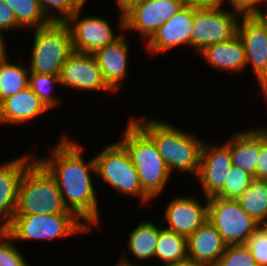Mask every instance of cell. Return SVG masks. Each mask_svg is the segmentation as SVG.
Instances as JSON below:
<instances>
[{
    "label": "cell",
    "mask_w": 267,
    "mask_h": 266,
    "mask_svg": "<svg viewBox=\"0 0 267 266\" xmlns=\"http://www.w3.org/2000/svg\"><path fill=\"white\" fill-rule=\"evenodd\" d=\"M126 35L127 33L123 32L113 43L93 53L104 80L115 93L121 90L122 83L126 82L129 73L131 47Z\"/></svg>",
    "instance_id": "ac0fdd59"
},
{
    "label": "cell",
    "mask_w": 267,
    "mask_h": 266,
    "mask_svg": "<svg viewBox=\"0 0 267 266\" xmlns=\"http://www.w3.org/2000/svg\"><path fill=\"white\" fill-rule=\"evenodd\" d=\"M35 156L36 152L31 151L0 162V229H5L13 219L22 175Z\"/></svg>",
    "instance_id": "e0dca14e"
},
{
    "label": "cell",
    "mask_w": 267,
    "mask_h": 266,
    "mask_svg": "<svg viewBox=\"0 0 267 266\" xmlns=\"http://www.w3.org/2000/svg\"><path fill=\"white\" fill-rule=\"evenodd\" d=\"M80 7L65 23L68 25L74 52L93 54L96 50L113 43L124 32V14L118 10V30L112 28L103 16H83ZM83 16V17H82Z\"/></svg>",
    "instance_id": "ba28073f"
},
{
    "label": "cell",
    "mask_w": 267,
    "mask_h": 266,
    "mask_svg": "<svg viewBox=\"0 0 267 266\" xmlns=\"http://www.w3.org/2000/svg\"><path fill=\"white\" fill-rule=\"evenodd\" d=\"M18 30H20V27L12 9L7 6L4 0H0V34L6 38L5 34L8 31L13 33V31Z\"/></svg>",
    "instance_id": "e575fe53"
},
{
    "label": "cell",
    "mask_w": 267,
    "mask_h": 266,
    "mask_svg": "<svg viewBox=\"0 0 267 266\" xmlns=\"http://www.w3.org/2000/svg\"><path fill=\"white\" fill-rule=\"evenodd\" d=\"M226 247L227 244L209 220L187 237L188 258L205 266H214Z\"/></svg>",
    "instance_id": "ffe728a7"
},
{
    "label": "cell",
    "mask_w": 267,
    "mask_h": 266,
    "mask_svg": "<svg viewBox=\"0 0 267 266\" xmlns=\"http://www.w3.org/2000/svg\"><path fill=\"white\" fill-rule=\"evenodd\" d=\"M230 137L221 145L204 140L198 174L195 181L201 186L205 197L214 196L224 185L231 171Z\"/></svg>",
    "instance_id": "4fadbf2b"
},
{
    "label": "cell",
    "mask_w": 267,
    "mask_h": 266,
    "mask_svg": "<svg viewBox=\"0 0 267 266\" xmlns=\"http://www.w3.org/2000/svg\"><path fill=\"white\" fill-rule=\"evenodd\" d=\"M48 111L49 109L28 86L0 103V126L26 125L25 123H30Z\"/></svg>",
    "instance_id": "d6986e66"
},
{
    "label": "cell",
    "mask_w": 267,
    "mask_h": 266,
    "mask_svg": "<svg viewBox=\"0 0 267 266\" xmlns=\"http://www.w3.org/2000/svg\"><path fill=\"white\" fill-rule=\"evenodd\" d=\"M198 54L217 71L240 75L246 68V53L238 34L225 42L209 45Z\"/></svg>",
    "instance_id": "44dd1931"
},
{
    "label": "cell",
    "mask_w": 267,
    "mask_h": 266,
    "mask_svg": "<svg viewBox=\"0 0 267 266\" xmlns=\"http://www.w3.org/2000/svg\"><path fill=\"white\" fill-rule=\"evenodd\" d=\"M96 176L119 195L137 197L141 206L154 203L142 190L137 170L125 147L117 140L93 156Z\"/></svg>",
    "instance_id": "5b68a950"
},
{
    "label": "cell",
    "mask_w": 267,
    "mask_h": 266,
    "mask_svg": "<svg viewBox=\"0 0 267 266\" xmlns=\"http://www.w3.org/2000/svg\"><path fill=\"white\" fill-rule=\"evenodd\" d=\"M113 266H140V265H138V264L127 263V262H125V261H122V260L119 258V260H118Z\"/></svg>",
    "instance_id": "60d3db41"
},
{
    "label": "cell",
    "mask_w": 267,
    "mask_h": 266,
    "mask_svg": "<svg viewBox=\"0 0 267 266\" xmlns=\"http://www.w3.org/2000/svg\"><path fill=\"white\" fill-rule=\"evenodd\" d=\"M73 213L63 203L54 177L35 159L24 171L13 218L17 215Z\"/></svg>",
    "instance_id": "277c9868"
},
{
    "label": "cell",
    "mask_w": 267,
    "mask_h": 266,
    "mask_svg": "<svg viewBox=\"0 0 267 266\" xmlns=\"http://www.w3.org/2000/svg\"><path fill=\"white\" fill-rule=\"evenodd\" d=\"M61 87L81 92H115L107 85L93 54L73 52L59 74Z\"/></svg>",
    "instance_id": "5bb4252c"
},
{
    "label": "cell",
    "mask_w": 267,
    "mask_h": 266,
    "mask_svg": "<svg viewBox=\"0 0 267 266\" xmlns=\"http://www.w3.org/2000/svg\"><path fill=\"white\" fill-rule=\"evenodd\" d=\"M156 258V259H155ZM188 258L187 237L159 225V238L154 251V261L167 266Z\"/></svg>",
    "instance_id": "d4e9b609"
},
{
    "label": "cell",
    "mask_w": 267,
    "mask_h": 266,
    "mask_svg": "<svg viewBox=\"0 0 267 266\" xmlns=\"http://www.w3.org/2000/svg\"><path fill=\"white\" fill-rule=\"evenodd\" d=\"M252 127L233 132L230 137V154L233 166L255 176L261 146V127Z\"/></svg>",
    "instance_id": "7402d4cb"
},
{
    "label": "cell",
    "mask_w": 267,
    "mask_h": 266,
    "mask_svg": "<svg viewBox=\"0 0 267 266\" xmlns=\"http://www.w3.org/2000/svg\"><path fill=\"white\" fill-rule=\"evenodd\" d=\"M236 200L251 218L260 223L267 215V180L254 179Z\"/></svg>",
    "instance_id": "484cf974"
},
{
    "label": "cell",
    "mask_w": 267,
    "mask_h": 266,
    "mask_svg": "<svg viewBox=\"0 0 267 266\" xmlns=\"http://www.w3.org/2000/svg\"><path fill=\"white\" fill-rule=\"evenodd\" d=\"M5 230L16 242L55 241L92 230L74 213L17 215Z\"/></svg>",
    "instance_id": "8992f818"
},
{
    "label": "cell",
    "mask_w": 267,
    "mask_h": 266,
    "mask_svg": "<svg viewBox=\"0 0 267 266\" xmlns=\"http://www.w3.org/2000/svg\"><path fill=\"white\" fill-rule=\"evenodd\" d=\"M241 15L225 7H194L191 47L198 55L205 47L225 42L237 35ZM239 18V19H238Z\"/></svg>",
    "instance_id": "9c48e42d"
},
{
    "label": "cell",
    "mask_w": 267,
    "mask_h": 266,
    "mask_svg": "<svg viewBox=\"0 0 267 266\" xmlns=\"http://www.w3.org/2000/svg\"><path fill=\"white\" fill-rule=\"evenodd\" d=\"M116 6L120 12H125L132 4L136 3L139 0H115Z\"/></svg>",
    "instance_id": "74e56055"
},
{
    "label": "cell",
    "mask_w": 267,
    "mask_h": 266,
    "mask_svg": "<svg viewBox=\"0 0 267 266\" xmlns=\"http://www.w3.org/2000/svg\"><path fill=\"white\" fill-rule=\"evenodd\" d=\"M259 227L267 233V215L263 218V220L259 223Z\"/></svg>",
    "instance_id": "b9f144b4"
},
{
    "label": "cell",
    "mask_w": 267,
    "mask_h": 266,
    "mask_svg": "<svg viewBox=\"0 0 267 266\" xmlns=\"http://www.w3.org/2000/svg\"><path fill=\"white\" fill-rule=\"evenodd\" d=\"M225 4L228 3L231 6V10H234L241 16H256L261 14H267V0H225ZM261 5V6H259ZM266 6L265 10L263 6ZM262 7V9H261Z\"/></svg>",
    "instance_id": "836d02e7"
},
{
    "label": "cell",
    "mask_w": 267,
    "mask_h": 266,
    "mask_svg": "<svg viewBox=\"0 0 267 266\" xmlns=\"http://www.w3.org/2000/svg\"><path fill=\"white\" fill-rule=\"evenodd\" d=\"M57 85L61 86L59 75L29 73V87L49 110L57 108L62 102L58 95L53 92L54 86Z\"/></svg>",
    "instance_id": "83f0119b"
},
{
    "label": "cell",
    "mask_w": 267,
    "mask_h": 266,
    "mask_svg": "<svg viewBox=\"0 0 267 266\" xmlns=\"http://www.w3.org/2000/svg\"><path fill=\"white\" fill-rule=\"evenodd\" d=\"M258 266H267V233L258 227L245 244Z\"/></svg>",
    "instance_id": "d6a6232c"
},
{
    "label": "cell",
    "mask_w": 267,
    "mask_h": 266,
    "mask_svg": "<svg viewBox=\"0 0 267 266\" xmlns=\"http://www.w3.org/2000/svg\"><path fill=\"white\" fill-rule=\"evenodd\" d=\"M13 237L0 229V266H30Z\"/></svg>",
    "instance_id": "4dcf8cb0"
},
{
    "label": "cell",
    "mask_w": 267,
    "mask_h": 266,
    "mask_svg": "<svg viewBox=\"0 0 267 266\" xmlns=\"http://www.w3.org/2000/svg\"><path fill=\"white\" fill-rule=\"evenodd\" d=\"M214 266H258L245 244L227 245Z\"/></svg>",
    "instance_id": "1f68e13d"
},
{
    "label": "cell",
    "mask_w": 267,
    "mask_h": 266,
    "mask_svg": "<svg viewBox=\"0 0 267 266\" xmlns=\"http://www.w3.org/2000/svg\"><path fill=\"white\" fill-rule=\"evenodd\" d=\"M6 39L0 34V56H4L8 52Z\"/></svg>",
    "instance_id": "ab89813d"
},
{
    "label": "cell",
    "mask_w": 267,
    "mask_h": 266,
    "mask_svg": "<svg viewBox=\"0 0 267 266\" xmlns=\"http://www.w3.org/2000/svg\"><path fill=\"white\" fill-rule=\"evenodd\" d=\"M23 30L41 28L50 23L37 0H4Z\"/></svg>",
    "instance_id": "4316f807"
},
{
    "label": "cell",
    "mask_w": 267,
    "mask_h": 266,
    "mask_svg": "<svg viewBox=\"0 0 267 266\" xmlns=\"http://www.w3.org/2000/svg\"><path fill=\"white\" fill-rule=\"evenodd\" d=\"M127 250H123L120 259L127 263L137 264L147 260H154V251L159 238V224L156 221L146 220L138 223L136 228L128 233ZM128 253V254H127ZM130 254L133 256L129 258ZM128 255V256H127Z\"/></svg>",
    "instance_id": "603a6c76"
},
{
    "label": "cell",
    "mask_w": 267,
    "mask_h": 266,
    "mask_svg": "<svg viewBox=\"0 0 267 266\" xmlns=\"http://www.w3.org/2000/svg\"><path fill=\"white\" fill-rule=\"evenodd\" d=\"M237 34L246 53V69L251 71L267 105V14L241 16Z\"/></svg>",
    "instance_id": "8fae6325"
},
{
    "label": "cell",
    "mask_w": 267,
    "mask_h": 266,
    "mask_svg": "<svg viewBox=\"0 0 267 266\" xmlns=\"http://www.w3.org/2000/svg\"><path fill=\"white\" fill-rule=\"evenodd\" d=\"M9 52L0 57V103L29 86L28 65L12 62Z\"/></svg>",
    "instance_id": "cb8c5ba5"
},
{
    "label": "cell",
    "mask_w": 267,
    "mask_h": 266,
    "mask_svg": "<svg viewBox=\"0 0 267 266\" xmlns=\"http://www.w3.org/2000/svg\"><path fill=\"white\" fill-rule=\"evenodd\" d=\"M193 20L194 7L185 4L145 42L146 53L153 56L179 46L191 47Z\"/></svg>",
    "instance_id": "2e32d148"
},
{
    "label": "cell",
    "mask_w": 267,
    "mask_h": 266,
    "mask_svg": "<svg viewBox=\"0 0 267 266\" xmlns=\"http://www.w3.org/2000/svg\"><path fill=\"white\" fill-rule=\"evenodd\" d=\"M203 197L202 201L198 195H174L164 209L163 218L166 225L163 227L189 237L208 220V197Z\"/></svg>",
    "instance_id": "9a60e30c"
},
{
    "label": "cell",
    "mask_w": 267,
    "mask_h": 266,
    "mask_svg": "<svg viewBox=\"0 0 267 266\" xmlns=\"http://www.w3.org/2000/svg\"><path fill=\"white\" fill-rule=\"evenodd\" d=\"M50 22H66L88 0H37Z\"/></svg>",
    "instance_id": "f1b7e54d"
},
{
    "label": "cell",
    "mask_w": 267,
    "mask_h": 266,
    "mask_svg": "<svg viewBox=\"0 0 267 266\" xmlns=\"http://www.w3.org/2000/svg\"><path fill=\"white\" fill-rule=\"evenodd\" d=\"M29 71L59 75L66 59L74 52L71 34L65 22H50L34 29Z\"/></svg>",
    "instance_id": "52a82bcc"
},
{
    "label": "cell",
    "mask_w": 267,
    "mask_h": 266,
    "mask_svg": "<svg viewBox=\"0 0 267 266\" xmlns=\"http://www.w3.org/2000/svg\"><path fill=\"white\" fill-rule=\"evenodd\" d=\"M57 141L49 148L48 155L35 158L56 180L64 206L91 230H96L102 220L100 199L93 180L96 175L94 158L85 160L83 151L86 147L65 132Z\"/></svg>",
    "instance_id": "6da1fadb"
},
{
    "label": "cell",
    "mask_w": 267,
    "mask_h": 266,
    "mask_svg": "<svg viewBox=\"0 0 267 266\" xmlns=\"http://www.w3.org/2000/svg\"><path fill=\"white\" fill-rule=\"evenodd\" d=\"M130 118L154 141L171 174L177 170L197 176L203 139L164 119L147 115Z\"/></svg>",
    "instance_id": "7a4b0ae2"
},
{
    "label": "cell",
    "mask_w": 267,
    "mask_h": 266,
    "mask_svg": "<svg viewBox=\"0 0 267 266\" xmlns=\"http://www.w3.org/2000/svg\"><path fill=\"white\" fill-rule=\"evenodd\" d=\"M184 5V0H139L123 13L124 32L137 31L145 43Z\"/></svg>",
    "instance_id": "7c38bea8"
},
{
    "label": "cell",
    "mask_w": 267,
    "mask_h": 266,
    "mask_svg": "<svg viewBox=\"0 0 267 266\" xmlns=\"http://www.w3.org/2000/svg\"><path fill=\"white\" fill-rule=\"evenodd\" d=\"M254 179L267 180V127L261 126V146Z\"/></svg>",
    "instance_id": "d590c367"
},
{
    "label": "cell",
    "mask_w": 267,
    "mask_h": 266,
    "mask_svg": "<svg viewBox=\"0 0 267 266\" xmlns=\"http://www.w3.org/2000/svg\"><path fill=\"white\" fill-rule=\"evenodd\" d=\"M253 180V175L239 167L232 166L223 187L214 196L224 199H237L249 188Z\"/></svg>",
    "instance_id": "f546056e"
},
{
    "label": "cell",
    "mask_w": 267,
    "mask_h": 266,
    "mask_svg": "<svg viewBox=\"0 0 267 266\" xmlns=\"http://www.w3.org/2000/svg\"><path fill=\"white\" fill-rule=\"evenodd\" d=\"M122 138L118 140L127 150L137 170L142 190L153 200L166 188L171 179L165 161L154 141L129 117Z\"/></svg>",
    "instance_id": "3957f363"
},
{
    "label": "cell",
    "mask_w": 267,
    "mask_h": 266,
    "mask_svg": "<svg viewBox=\"0 0 267 266\" xmlns=\"http://www.w3.org/2000/svg\"><path fill=\"white\" fill-rule=\"evenodd\" d=\"M186 5L195 8L224 7L225 0H184Z\"/></svg>",
    "instance_id": "8d00e7d4"
},
{
    "label": "cell",
    "mask_w": 267,
    "mask_h": 266,
    "mask_svg": "<svg viewBox=\"0 0 267 266\" xmlns=\"http://www.w3.org/2000/svg\"><path fill=\"white\" fill-rule=\"evenodd\" d=\"M208 220L215 226L227 245L246 244L259 227L236 199L208 197Z\"/></svg>",
    "instance_id": "30bf717a"
},
{
    "label": "cell",
    "mask_w": 267,
    "mask_h": 266,
    "mask_svg": "<svg viewBox=\"0 0 267 266\" xmlns=\"http://www.w3.org/2000/svg\"><path fill=\"white\" fill-rule=\"evenodd\" d=\"M167 266H205V265L196 263L195 261H193L189 258H186L184 260L175 262V263L167 265Z\"/></svg>",
    "instance_id": "f35d334b"
}]
</instances>
